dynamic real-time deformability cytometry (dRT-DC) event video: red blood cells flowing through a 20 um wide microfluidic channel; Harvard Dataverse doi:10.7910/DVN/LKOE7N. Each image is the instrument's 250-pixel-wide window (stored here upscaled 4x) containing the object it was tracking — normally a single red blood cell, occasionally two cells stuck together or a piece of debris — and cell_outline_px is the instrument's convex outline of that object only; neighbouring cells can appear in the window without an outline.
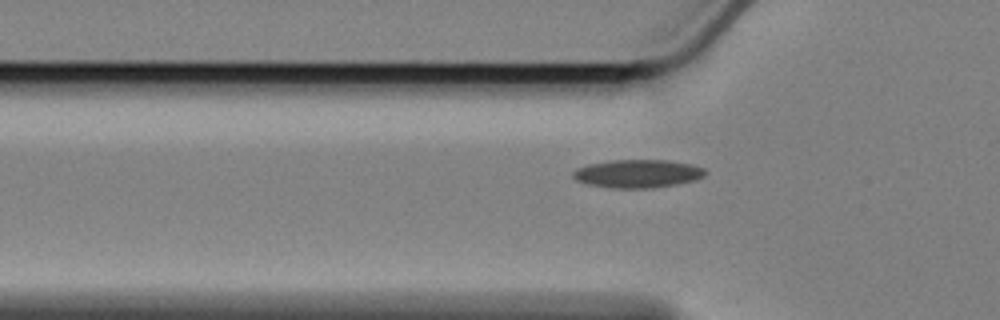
{"species": "Egyptian fruit bat (a non-hibernating species)", "species_latin": "Rousettus aegyptiacus", "temperature_condition": "cold", "stored_images_in_passage": 40, "camera_frame_rate_fps": 3000, "um_per_image_px": 0.085, "animal": {"sex": "female"}, "frame": {"image": 1, "passage_image": 4, "time_ms": 1.0, "image_size_px": [1000, 320], "cell_outline_px": [[708, 172], [704, 176], [696, 180], [676, 184], [652, 188], [612, 188], [588, 184], [576, 180], [572, 176], [572, 172], [576, 168], [588, 164], [612, 160], [668, 160], [692, 164], [704, 168]], "centroid_in_image_um": [54.22, 14.75], "position_along_channel_um": 71.6, "area_um2": 21.85}}
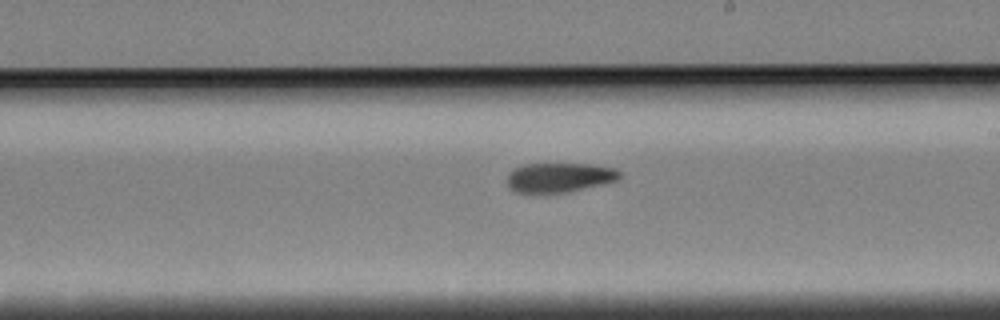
{"frame": {"image": 2, "passage_image": 19, "time_ms": 6.0, "image_size_px": [1000, 320], "cell_outline_px": [[620, 180], [604, 184], [568, 192], [516, 192], [508, 188], [508, 172], [512, 168], [524, 164], [592, 164], [616, 168], [620, 172]], "centroid_in_image_um": [47.56, 15.07], "position_along_channel_um": 241.4, "area_um2": 19.48}}
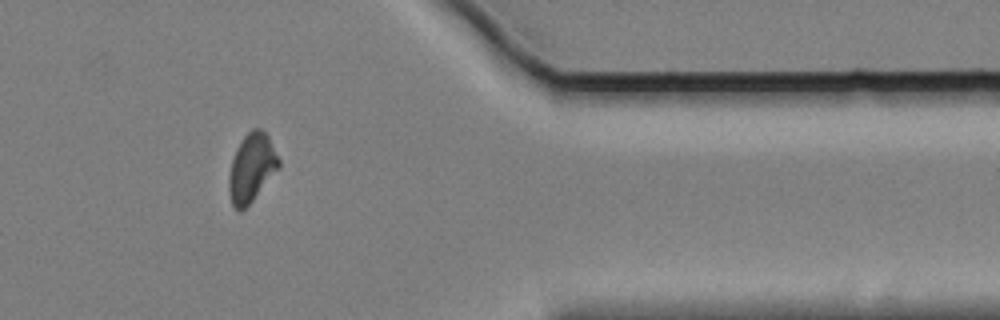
{"frame": {"image": 3, "passage_image": 34, "time_ms": 11.0, "image_size_px": [1000, 320], "cell_outline_px": [[280, 168], [252, 200], [240, 212], [232, 204], [228, 188], [228, 176], [232, 160], [236, 148], [244, 136], [252, 128], [260, 128], [268, 136], [280, 160]], "centroid_in_image_um": [21.39, 14.24], "position_along_channel_um": 390.0, "area_um2": 19.77}}